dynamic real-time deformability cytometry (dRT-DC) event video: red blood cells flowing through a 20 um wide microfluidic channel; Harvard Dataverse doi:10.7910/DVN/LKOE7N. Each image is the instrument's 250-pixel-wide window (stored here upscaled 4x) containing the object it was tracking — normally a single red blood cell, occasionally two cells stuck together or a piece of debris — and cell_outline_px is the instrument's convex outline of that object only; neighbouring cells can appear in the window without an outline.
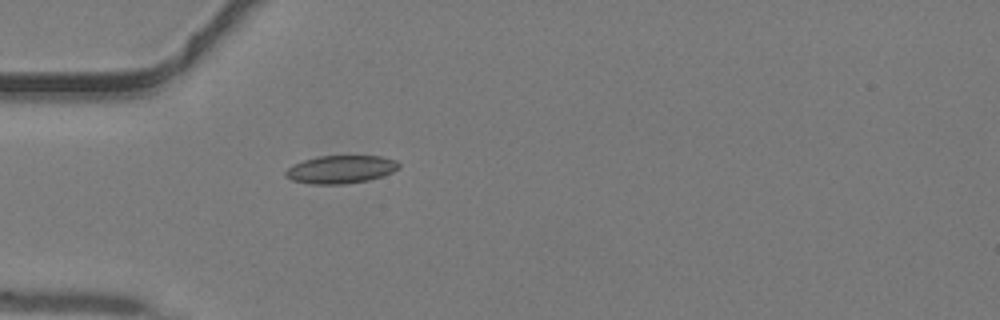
{"species": "common noctule bat (a hibernating species)", "species_latin": "Nyctalus noctula", "temperature_condition": "warm", "stored_images_in_passage": 31, "camera_frame_rate_fps": 3000, "um_per_image_px": 0.085, "animal": {"sex": "male", "body_mass_g": 19.2, "forearm_length_mm": 51.8}, "frame": {"image": 1, "passage_image": 1, "time_ms": 0.0, "image_size_px": [1000, 320], "cell_outline_px": [[400, 168], [392, 172], [368, 180], [344, 184], [312, 184], [292, 180], [284, 176], [284, 172], [292, 164], [304, 160], [320, 156], [380, 156], [396, 160], [400, 164]], "centroid_in_image_um": [28.95, 14.39], "position_along_channel_um": 56.1, "area_um2": 18.44}}
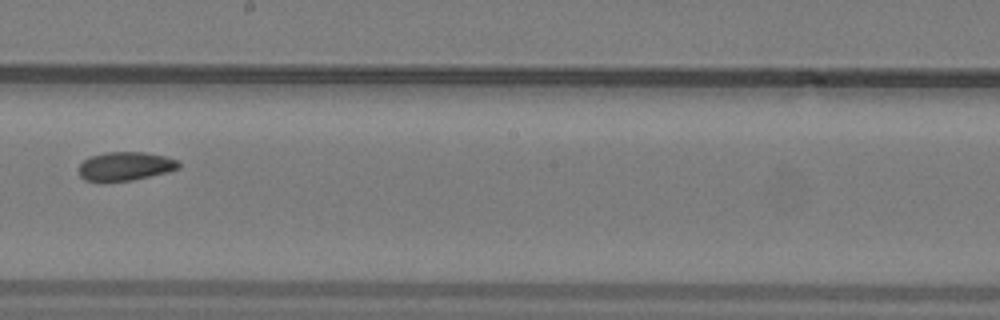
{"frame": {"image": 2, "passage_image": 13, "time_ms": 4.0, "image_size_px": [1000, 320], "cell_outline_px": [[180, 168], [168, 172], [132, 180], [100, 184], [84, 180], [80, 176], [80, 164], [84, 160], [92, 156], [104, 152], [144, 152], [164, 156], [176, 160], [180, 164]], "centroid_in_image_um": [10.61, 14.16], "position_along_channel_um": 237.6, "area_um2": 17.05}}
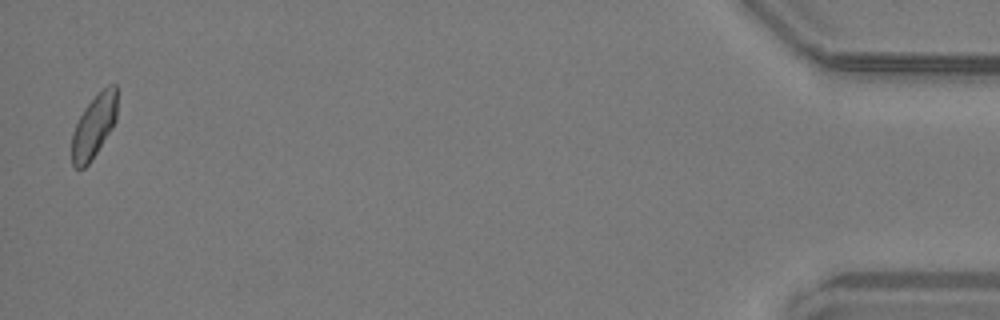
{"frame": {"image": 3, "passage_image": 31, "time_ms": 10.0, "image_size_px": [1000, 320], "cell_outline_px": [[116, 120], [112, 128], [88, 164], [84, 168], [76, 168], [72, 164], [72, 132], [84, 108], [108, 84], [116, 84]], "centroid_in_image_um": [7.97, 10.73], "position_along_channel_um": 427.2, "area_um2": 16.3}}